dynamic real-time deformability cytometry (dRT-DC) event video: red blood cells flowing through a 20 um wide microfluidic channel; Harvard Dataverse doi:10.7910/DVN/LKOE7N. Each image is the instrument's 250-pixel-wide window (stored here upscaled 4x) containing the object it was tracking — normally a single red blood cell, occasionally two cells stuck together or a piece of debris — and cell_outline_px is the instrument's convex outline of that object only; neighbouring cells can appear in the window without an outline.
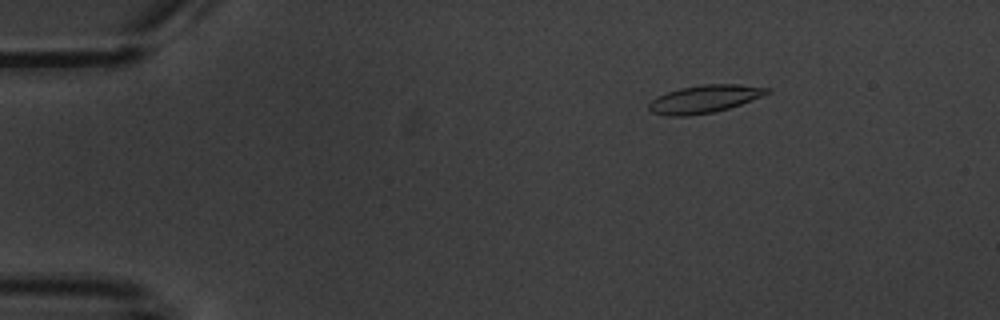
{"species": "common noctule bat (a hibernating species)", "species_latin": "Nyctalus noctula", "temperature_condition": "warm", "stored_images_in_passage": 13, "camera_frame_rate_fps": 3000, "um_per_image_px": 0.085, "animal": {"sex": "male", "body_mass_g": 20.1, "forearm_length_mm": 53.5}, "frame": {"image": 1, "passage_image": 3, "time_ms": 2.333, "image_size_px": [1000, 320], "cell_outline_px": [[772, 92], [740, 104], [728, 108], [712, 112], [688, 116], [668, 116], [652, 112], [648, 108], [648, 104], [656, 96], [680, 88], [704, 84], [740, 84], [772, 88]], "centroid_in_image_um": [59.89, 8.4], "position_along_channel_um": 25.1, "area_um2": 19.07}}
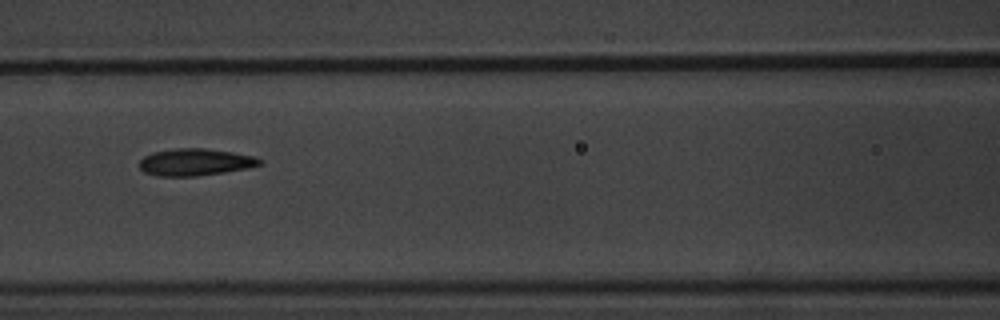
{"frame": {"image": 2, "passage_image": 6, "time_ms": 8.0, "image_size_px": [1000, 320], "cell_outline_px": [[260, 164], [248, 168], [224, 172], [196, 176], [156, 176], [144, 172], [140, 168], [140, 160], [144, 156], [152, 152], [176, 148], [204, 148], [232, 152], [252, 156], [260, 160]], "centroid_in_image_um": [16.53, 13.78], "position_along_channel_um": 150.1, "area_um2": 18.79}}
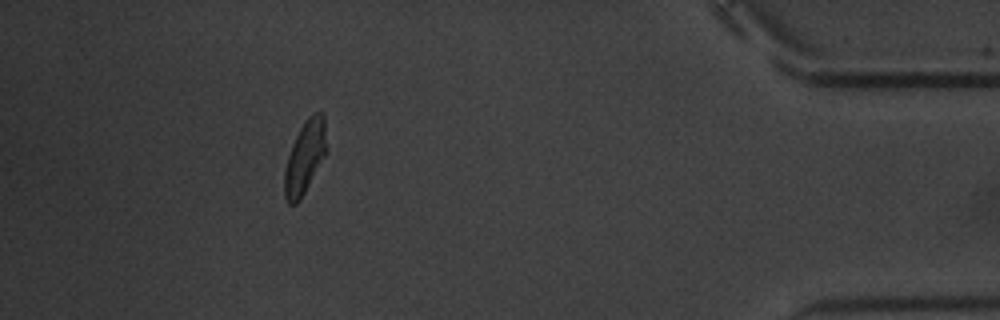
{"frame": {"image": 3, "passage_image": 13, "time_ms": 16.667, "image_size_px": [1000, 320], "cell_outline_px": [[328, 152], [300, 200], [296, 204], [288, 204], [284, 196], [284, 172], [288, 156], [292, 144], [300, 128], [308, 116], [312, 112], [320, 112], [324, 116]], "centroid_in_image_um": [25.94, 13.36], "position_along_channel_um": 409.3, "area_um2": 18.09}, "authors_computed_cell_mechanics": {"area_um2": 18.6694, "velocity_mm_per_s": 3.5627, "shape_relaxation_time_tau1_ms": 3.7299, "shape_relaxation_time_tau2_ms": 1.2638, "deformation_change_tau1": 0.1415, "deformation_change_tau2": 0.0686}}